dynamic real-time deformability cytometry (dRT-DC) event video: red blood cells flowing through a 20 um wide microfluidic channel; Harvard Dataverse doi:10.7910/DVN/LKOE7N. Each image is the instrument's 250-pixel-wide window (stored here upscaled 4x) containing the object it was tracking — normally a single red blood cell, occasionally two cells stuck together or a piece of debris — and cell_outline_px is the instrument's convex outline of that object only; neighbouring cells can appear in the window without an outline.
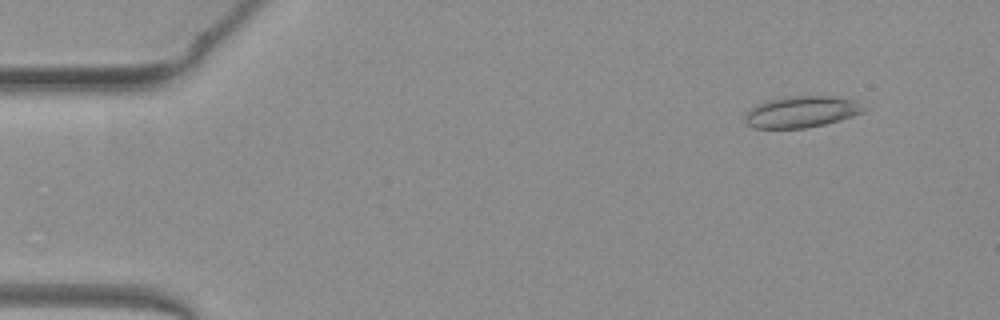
{"species": "common noctule bat (a hibernating species)", "species_latin": "Nyctalus noctula", "temperature_condition": "warm", "stored_images_in_passage": 52, "camera_frame_rate_fps": 3000, "um_per_image_px": 0.085, "animal": {"sex": "female", "body_mass_g": 19.3, "forearm_length_mm": 54.1}, "frame": {"image": 1, "passage_image": 5, "time_ms": 1.333, "image_size_px": [1000, 320], "cell_outline_px": [[872, 108], [864, 112], [840, 120], [824, 124], [804, 128], [756, 128], [748, 124], [744, 120], [744, 116], [752, 108], [760, 104], [772, 100], [796, 96], [832, 96], [856, 100]], "centroid_in_image_um": [68.25, 9.51], "position_along_channel_um": 16.7, "area_um2": 21.56}}
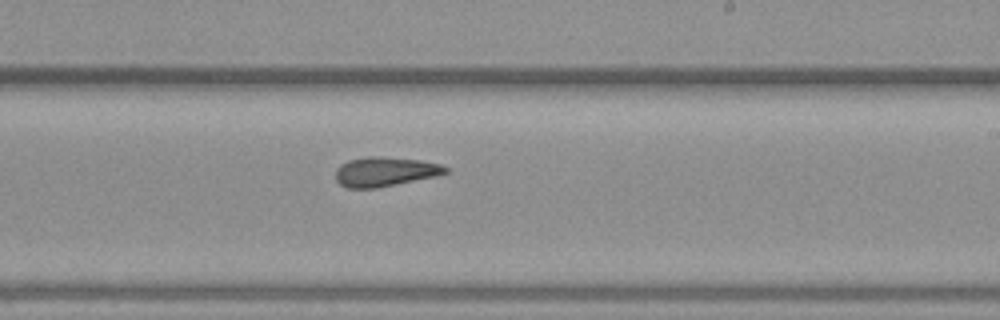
{"frame": {"image": 2, "passage_image": 31, "time_ms": 10.0, "image_size_px": [1000, 320], "cell_outline_px": [[448, 172], [436, 176], [376, 188], [348, 188], [340, 184], [336, 180], [336, 168], [340, 164], [348, 160], [368, 156], [384, 156], [420, 160], [440, 164], [448, 168]], "centroid_in_image_um": [32.7, 14.58], "position_along_channel_um": 256.3, "area_um2": 18.9}}
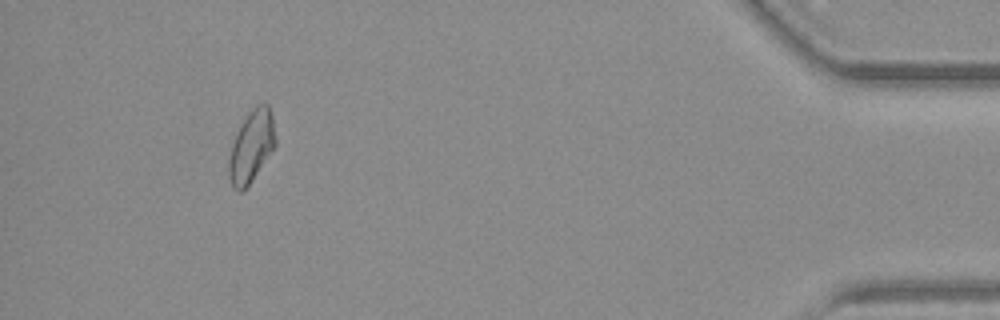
{"frame": {"image": 3, "passage_image": 48, "time_ms": 15.667, "image_size_px": [1000, 320], "cell_outline_px": [[276, 144], [252, 180], [240, 192], [236, 192], [232, 188], [228, 176], [228, 156], [236, 132], [244, 116], [256, 104], [268, 104], [272, 116], [276, 140]], "centroid_in_image_um": [21.33, 12.43], "position_along_channel_um": 413.9, "area_um2": 19.59}, "authors_computed_cell_mechanics": {"area_um2": 19.7387, "velocity_mm_per_s": 3.9806, "shape_relaxation_time_tau1_ms": null, "shape_relaxation_time_tau2_ms": 2.6457, "deformation_change_tau1": null, "deformation_change_tau2": 0.0918}}